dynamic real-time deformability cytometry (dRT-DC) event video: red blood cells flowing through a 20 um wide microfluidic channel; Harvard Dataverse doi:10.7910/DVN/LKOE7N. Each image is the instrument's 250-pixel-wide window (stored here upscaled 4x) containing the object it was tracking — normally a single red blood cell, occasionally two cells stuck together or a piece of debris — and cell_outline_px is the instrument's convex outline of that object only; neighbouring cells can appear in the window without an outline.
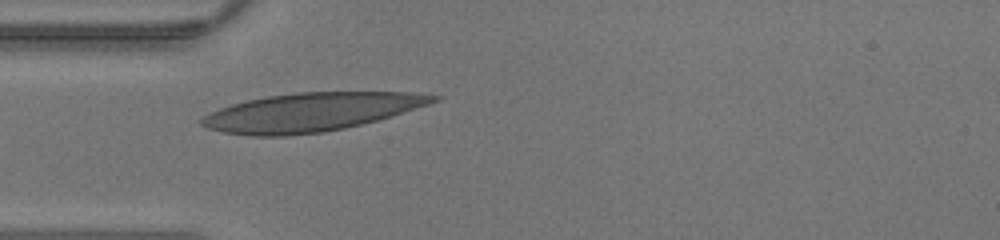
{"species": "human", "species_latin": "Homo sapiens", "temperature_condition": "warm", "stored_images_in_passage": 29, "camera_frame_rate_fps": 3000, "um_per_image_px": 0.085, "donor": {"sex": "male"}, "frame": {"image": 1, "passage_image": 1, "time_ms": 0.0, "image_size_px": [1000, 240], "cell_outline_px": [[444, 96], [440, 100], [428, 104], [376, 120], [344, 128], [324, 132], [288, 136], [252, 136], [224, 132], [208, 128], [200, 124], [196, 120], [208, 112], [232, 104], [248, 100], [268, 96], [296, 92], [408, 92]], "centroid_in_image_um": [26.37, 9.53], "position_along_channel_um": 58.6, "area_um2": 51.73}}
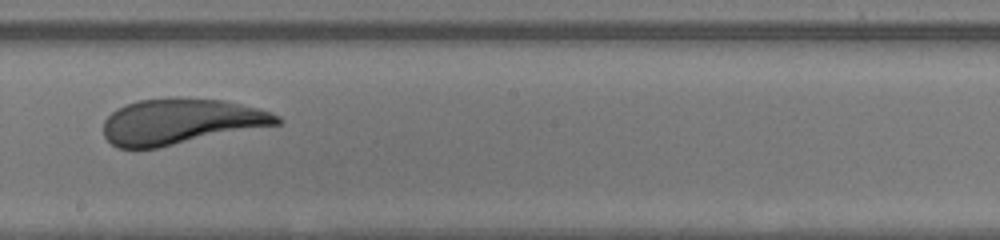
{"frame": {"image": 2, "passage_image": 12, "time_ms": 3.667, "image_size_px": [1000, 240], "cell_outline_px": [[284, 120], [280, 124], [160, 148], [116, 148], [104, 136], [104, 120], [116, 108], [140, 100], [172, 96], [176, 96], [224, 100], [272, 112], [280, 116]], "centroid_in_image_um": [15.38, 10.32], "position_along_channel_um": 232.8, "area_um2": 46.7}}
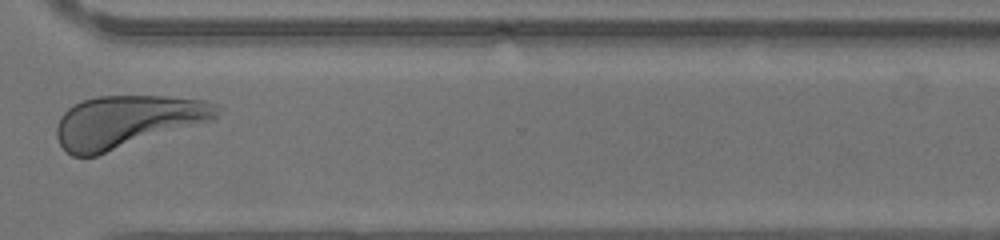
{"frame": {"image": 3, "passage_image": 20, "time_ms": 6.333, "image_size_px": [1000, 240], "cell_outline_px": [[224, 108], [216, 120], [96, 156], [72, 156], [60, 144], [56, 136], [56, 128], [60, 116], [72, 104], [80, 100], [96, 96], [168, 96], [204, 100], [220, 104]], "centroid_in_image_um": [10.89, 10.32], "position_along_channel_um": 359.7, "area_um2": 49.77}}